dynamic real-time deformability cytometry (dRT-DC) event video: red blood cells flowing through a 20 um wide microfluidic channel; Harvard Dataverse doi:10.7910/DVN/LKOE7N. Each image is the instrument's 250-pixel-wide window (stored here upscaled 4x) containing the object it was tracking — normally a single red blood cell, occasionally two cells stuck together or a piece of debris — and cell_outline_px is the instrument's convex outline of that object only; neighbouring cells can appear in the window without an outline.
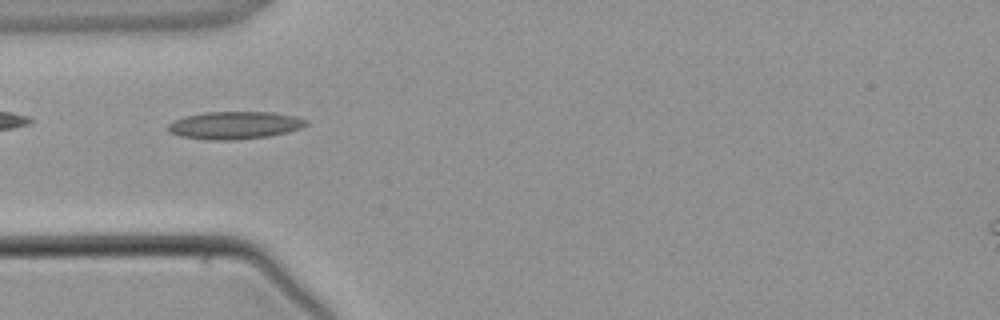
{"species": "common noctule bat (a hibernating species)", "species_latin": "Nyctalus noctula", "temperature_condition": "warm", "stored_images_in_passage": 2, "camera_frame_rate_fps": 3000, "um_per_image_px": 0.085, "animal": {"sex": "male", "body_mass_g": 21.5, "forearm_length_mm": 52.0}, "frame": {"image": 1, "passage_image": 2, "time_ms": 1.333, "image_size_px": [1000, 320], "cell_outline_px": [[308, 124], [300, 128], [288, 132], [268, 136], [232, 140], [208, 140], [180, 136], [168, 132], [168, 124], [184, 116], [204, 112], [272, 112], [296, 116], [304, 120]], "centroid_in_image_um": [19.92, 10.65], "position_along_channel_um": 65.1, "area_um2": 22.14}}